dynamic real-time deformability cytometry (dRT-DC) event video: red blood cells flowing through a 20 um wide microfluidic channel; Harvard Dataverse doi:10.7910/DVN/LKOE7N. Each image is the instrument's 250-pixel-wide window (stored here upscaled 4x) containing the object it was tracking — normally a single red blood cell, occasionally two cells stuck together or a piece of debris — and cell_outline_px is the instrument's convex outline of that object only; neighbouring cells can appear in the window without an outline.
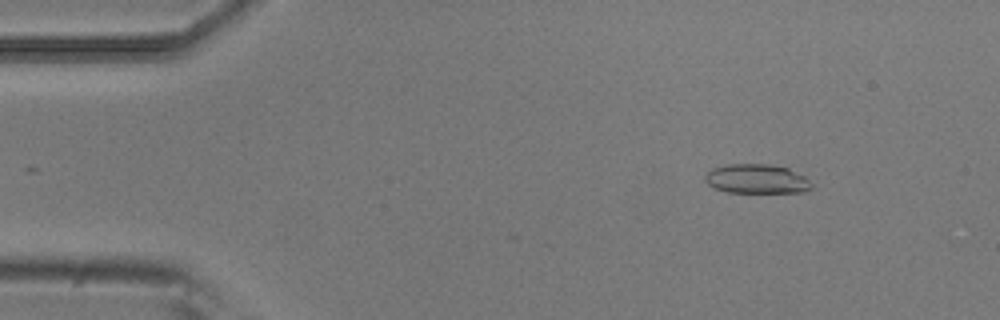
{"species": "common noctule bat (a hibernating species)", "species_latin": "Nyctalus noctula", "temperature_condition": "room temperature", "stored_images_in_passage": 4, "camera_frame_rate_fps": 3000, "um_per_image_px": 0.085, "animal": {"sex": "male", "body_mass_g": 20.5, "forearm_length_mm": 52.5}, "frame": {"image": 1, "passage_image": 1, "time_ms": 0.0, "image_size_px": [1000, 320], "cell_outline_px": [[812, 188], [804, 192], [728, 192], [716, 188], [708, 184], [704, 180], [704, 176], [712, 168], [728, 164], [768, 164], [788, 168], [804, 176], [812, 184]], "centroid_in_image_um": [64.31, 15.2], "position_along_channel_um": 20.7, "area_um2": 18.09}}
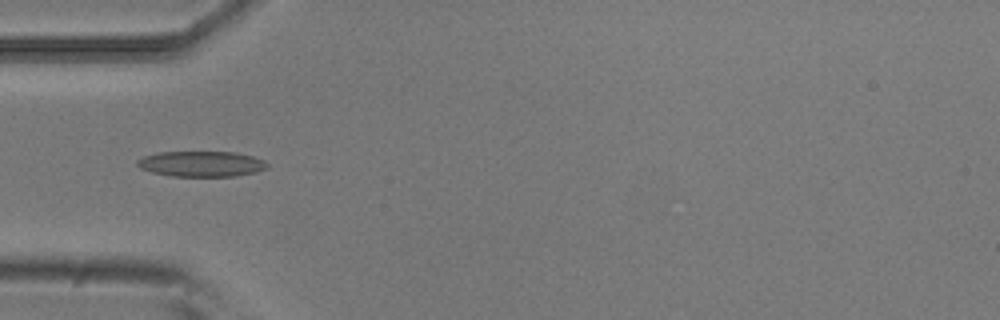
{"frame": {"image": 2, "passage_image": 4, "time_ms": 1.0, "image_size_px": [1000, 320], "cell_outline_px": [[268, 168], [256, 172], [236, 176], [172, 176], [152, 172], [140, 168], [136, 164], [136, 160], [144, 156], [160, 152], [232, 152], [252, 156], [264, 160], [268, 164]], "centroid_in_image_um": [17.12, 13.93], "position_along_channel_um": 67.9, "area_um2": 19.31}}